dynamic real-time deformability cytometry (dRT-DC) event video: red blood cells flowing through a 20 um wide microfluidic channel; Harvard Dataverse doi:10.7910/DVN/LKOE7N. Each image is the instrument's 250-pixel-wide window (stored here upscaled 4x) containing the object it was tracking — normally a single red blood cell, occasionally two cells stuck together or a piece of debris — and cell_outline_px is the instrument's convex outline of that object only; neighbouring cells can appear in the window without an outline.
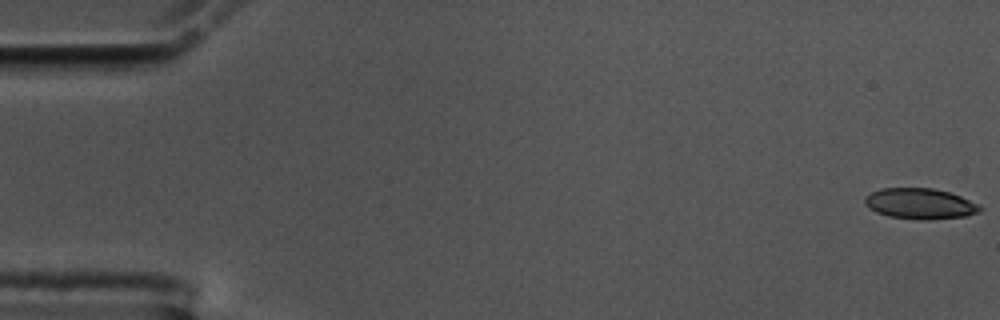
{"species": "common noctule bat (a hibernating species)", "species_latin": "Nyctalus noctula", "temperature_condition": "cold", "stored_images_in_passage": 18, "camera_frame_rate_fps": 3000, "um_per_image_px": 0.085, "animal": {"sex": "male", "body_mass_g": 17.5, "forearm_length_mm": 52.3}, "frame": {"image": 1, "passage_image": 1, "time_ms": 0.0, "image_size_px": [1000, 320], "cell_outline_px": [[984, 208], [980, 212], [964, 216], [924, 220], [920, 220], [888, 216], [876, 212], [868, 208], [864, 204], [864, 196], [880, 188], [932, 188], [948, 192], [960, 196], [980, 204]], "centroid_in_image_um": [78.19, 17.31], "position_along_channel_um": 6.8, "area_um2": 20.75}}